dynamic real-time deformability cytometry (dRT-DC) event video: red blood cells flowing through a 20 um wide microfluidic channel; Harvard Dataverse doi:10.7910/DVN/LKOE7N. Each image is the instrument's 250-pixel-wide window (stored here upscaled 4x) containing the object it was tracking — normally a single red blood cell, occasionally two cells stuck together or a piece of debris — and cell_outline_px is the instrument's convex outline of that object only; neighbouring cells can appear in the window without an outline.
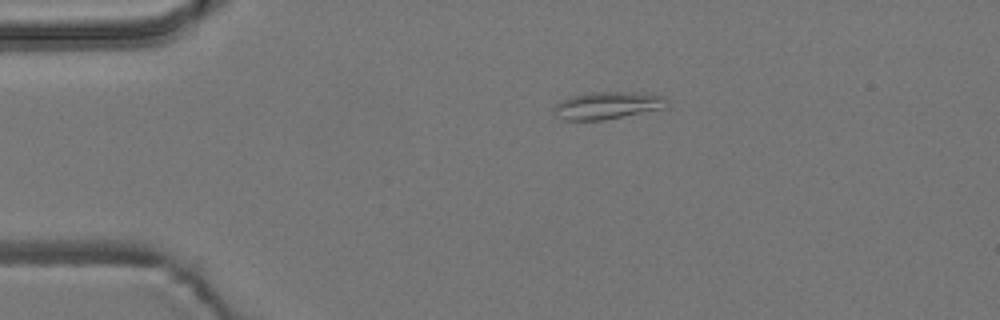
{"species": "common noctule bat (a hibernating species)", "species_latin": "Nyctalus noctula", "temperature_condition": "room temperature", "stored_images_in_passage": 35, "camera_frame_rate_fps": 3000, "um_per_image_px": 0.085, "animal": {"sex": "male", "body_mass_g": 19.2, "forearm_length_mm": 51.8}, "frame": {"image": 1, "passage_image": 1, "time_ms": 0.0, "image_size_px": [1000, 320], "cell_outline_px": [[668, 104], [664, 108], [604, 120], [564, 120], [556, 116], [552, 108], [560, 100], [572, 96], [592, 92], [648, 92], [664, 96], [668, 100]], "centroid_in_image_um": [51.65, 8.95], "position_along_channel_um": 33.4, "area_um2": 18.21}}
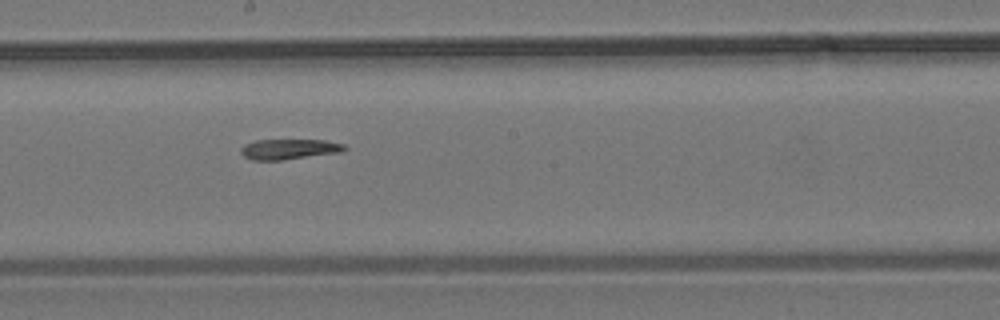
{"frame": {"image": 2, "passage_image": 20, "time_ms": 6.333, "image_size_px": [1000, 320], "cell_outline_px": [[348, 148], [344, 152], [284, 160], [252, 160], [244, 156], [240, 152], [240, 148], [244, 144], [256, 140], [324, 140], [344, 144]], "centroid_in_image_um": [24.6, 12.68], "position_along_channel_um": 223.6, "area_um2": 12.48}}
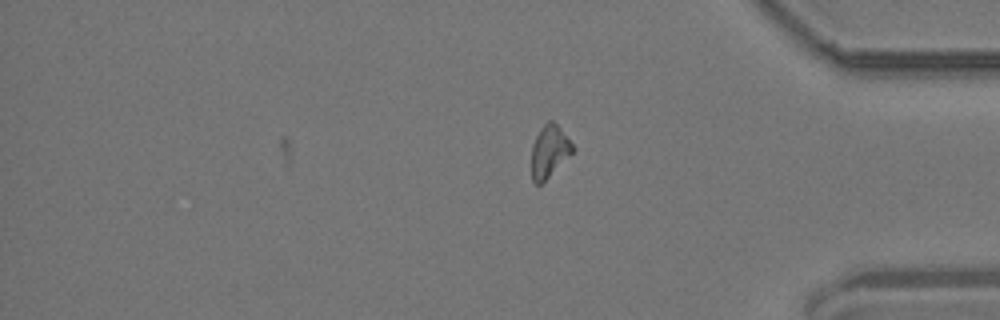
{"frame": {"image": 3, "passage_image": 35, "time_ms": 11.333, "image_size_px": [1000, 320], "cell_outline_px": [[576, 148], [540, 184], [536, 184], [532, 180], [532, 144], [540, 128], [548, 120], [552, 120], [560, 128]], "centroid_in_image_um": [46.68, 12.82], "position_along_channel_um": 388.5, "area_um2": 12.14}}